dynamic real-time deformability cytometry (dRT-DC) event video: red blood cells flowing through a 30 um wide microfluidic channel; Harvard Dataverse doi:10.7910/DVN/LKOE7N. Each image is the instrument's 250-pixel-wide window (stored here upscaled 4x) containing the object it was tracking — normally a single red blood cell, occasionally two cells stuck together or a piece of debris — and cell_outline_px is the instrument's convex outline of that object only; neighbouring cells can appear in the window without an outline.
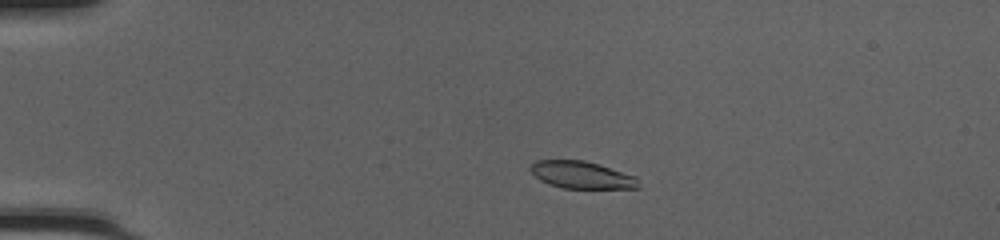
{"species": "common noctule bat (a hibernating species)", "species_latin": "Nyctalus noctula", "temperature_condition": "cold", "stored_images_in_passage": 46, "camera_frame_rate_fps": 3000, "um_per_image_px": 0.085, "animal": {"sex": "female", "body_mass_g": 20.0, "forearm_length_mm": 54.0}, "frame": {"image": 1, "passage_image": 7, "time_ms": 2.0, "image_size_px": [1000, 240], "cell_outline_px": [[640, 188], [564, 188], [548, 184], [540, 180], [528, 168], [536, 160], [584, 160], [636, 176]], "centroid_in_image_um": [49.42, 14.87], "position_along_channel_um": 35.6, "area_um2": 16.99}}
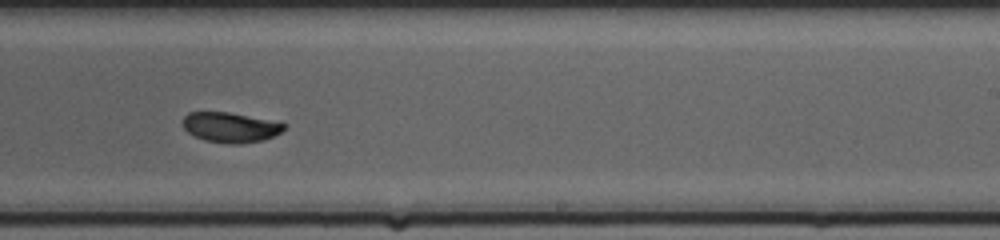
{"frame": {"image": 2, "passage_image": 28, "time_ms": 9.0, "image_size_px": [1000, 240], "cell_outline_px": [[288, 124], [280, 132], [264, 140], [240, 144], [228, 144], [204, 140], [188, 132], [180, 124], [184, 116], [188, 112], [228, 112], [280, 120]], "centroid_in_image_um": [19.62, 10.8], "position_along_channel_um": 269.4, "area_um2": 18.21}}
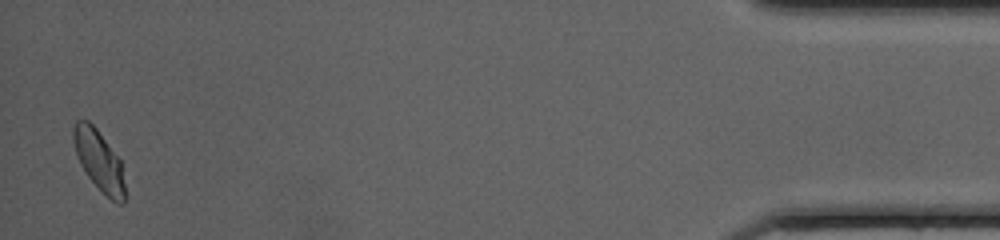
{"frame": {"image": 3, "passage_image": 45, "time_ms": 14.667, "image_size_px": [1000, 240], "cell_outline_px": [[124, 204], [116, 204], [88, 176], [80, 164], [76, 156], [72, 140], [72, 128], [76, 120], [88, 120], [96, 128], [120, 160], [124, 184]], "centroid_in_image_um": [8.37, 13.61], "position_along_channel_um": 426.8, "area_um2": 17.86}, "authors_computed_cell_mechanics": {"area_um2": 18.3804, "velocity_mm_per_s": 4.1859, "shape_relaxation_time_tau1_ms": 5.3312, "shape_relaxation_time_tau2_ms": 2.0701, "deformation_change_tau1": 0.1893, "deformation_change_tau2": 0.0431}}